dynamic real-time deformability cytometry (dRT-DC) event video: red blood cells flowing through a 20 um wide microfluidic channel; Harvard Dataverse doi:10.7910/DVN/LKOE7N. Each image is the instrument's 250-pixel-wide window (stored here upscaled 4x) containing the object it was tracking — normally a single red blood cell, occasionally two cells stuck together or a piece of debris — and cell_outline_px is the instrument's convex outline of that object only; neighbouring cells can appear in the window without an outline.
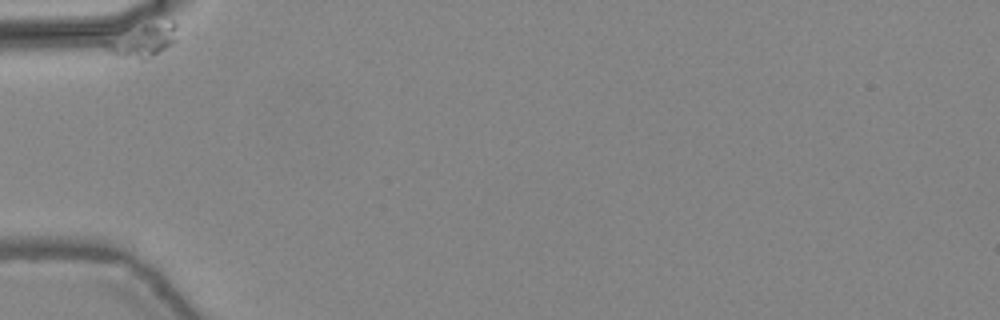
{"species": "common noctule bat (a hibernating species)", "species_latin": "Nyctalus noctula", "temperature_condition": "warm", "stored_images_in_passage": 36, "camera_frame_rate_fps": 3000, "um_per_image_px": 0.085, "animal": {"sex": "female", "body_mass_g": 24.6, "forearm_length_mm": 56.2}, "frame": {"image": 1, "passage_image": 1, "time_ms": 0.0, "image_size_px": [1000, 320], "cell_outline_px": [[180, 40], [176, 44], [144, 60], [140, 60], [116, 56], [100, 44], [100, 40], [144, 24], [172, 20], [176, 24]], "centroid_in_image_um": [12.16, 3.44], "position_along_channel_um": 72.8, "area_um2": 14.62}}
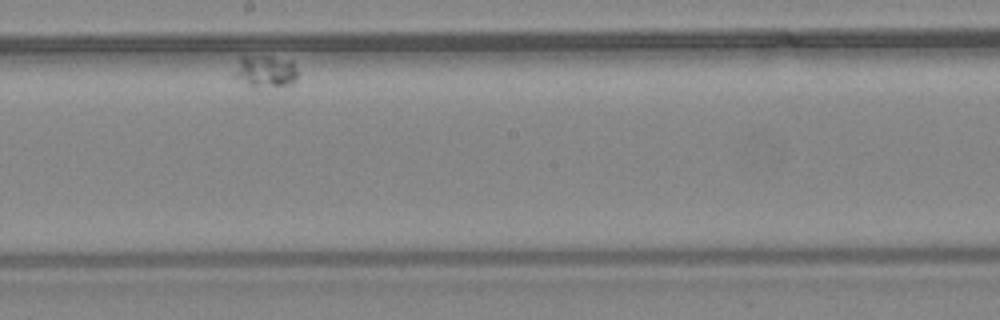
{"frame": {"image": 2, "passage_image": 20, "time_ms": 6.333, "image_size_px": [1000, 320], "cell_outline_px": [[300, 72], [296, 80], [292, 84], [248, 84], [232, 76], [232, 72], [240, 56], [268, 56], [292, 60]], "centroid_in_image_um": [22.57, 5.99], "position_along_channel_um": 225.6, "area_um2": 11.62}}
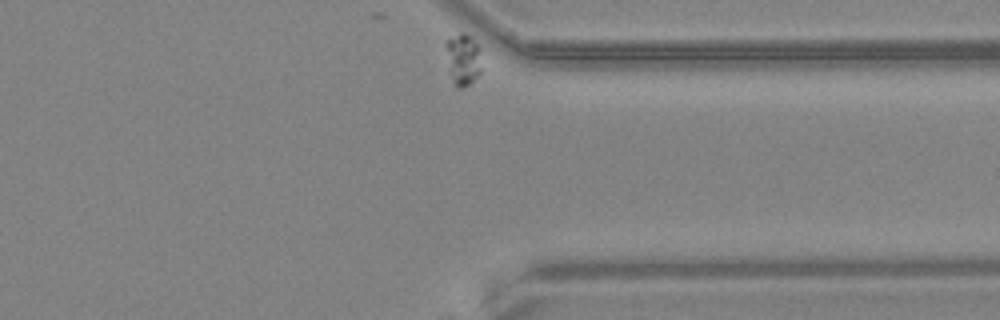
{"frame": {"image": 3, "passage_image": 36, "time_ms": 11.667, "image_size_px": [1000, 320], "cell_outline_px": [[480, 72], [468, 84], [460, 88], [452, 80], [444, 44], [444, 40], [448, 36], [460, 32], [464, 32], [472, 36], [480, 48]], "centroid_in_image_um": [39.33, 4.92], "position_along_channel_um": 372.1, "area_um2": 10.81}}